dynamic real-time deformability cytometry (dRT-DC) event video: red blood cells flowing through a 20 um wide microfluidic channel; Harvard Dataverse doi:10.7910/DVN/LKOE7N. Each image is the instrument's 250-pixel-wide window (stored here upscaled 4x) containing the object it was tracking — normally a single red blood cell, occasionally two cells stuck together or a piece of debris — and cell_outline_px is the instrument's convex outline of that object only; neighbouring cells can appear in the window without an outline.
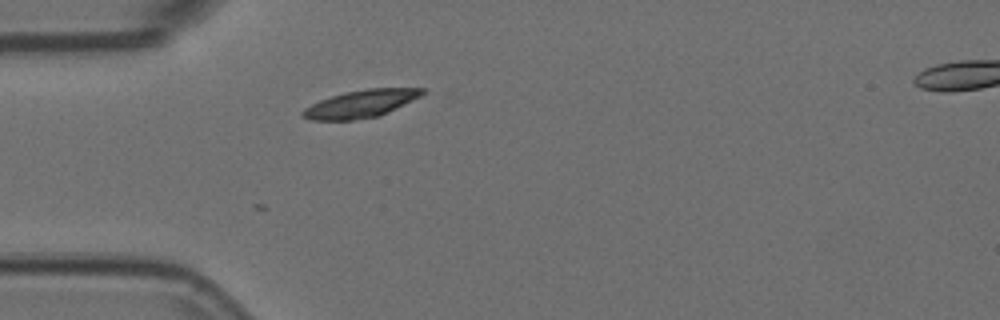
{"species": "Egyptian fruit bat (a non-hibernating species)", "species_latin": "Rousettus aegyptiacus", "temperature_condition": "room temperature", "stored_images_in_passage": 4, "camera_frame_rate_fps": 3000, "um_per_image_px": 0.085, "animal": {"sex": "female"}, "frame": {"image": 1, "passage_image": 4, "time_ms": 1.0, "image_size_px": [1000, 320], "cell_outline_px": [[428, 92], [380, 116], [352, 120], [308, 120], [300, 116], [300, 112], [304, 108], [320, 100], [344, 92], [368, 88], [428, 88]], "centroid_in_image_um": [30.66, 8.82], "position_along_channel_um": 54.3, "area_um2": 19.31}}